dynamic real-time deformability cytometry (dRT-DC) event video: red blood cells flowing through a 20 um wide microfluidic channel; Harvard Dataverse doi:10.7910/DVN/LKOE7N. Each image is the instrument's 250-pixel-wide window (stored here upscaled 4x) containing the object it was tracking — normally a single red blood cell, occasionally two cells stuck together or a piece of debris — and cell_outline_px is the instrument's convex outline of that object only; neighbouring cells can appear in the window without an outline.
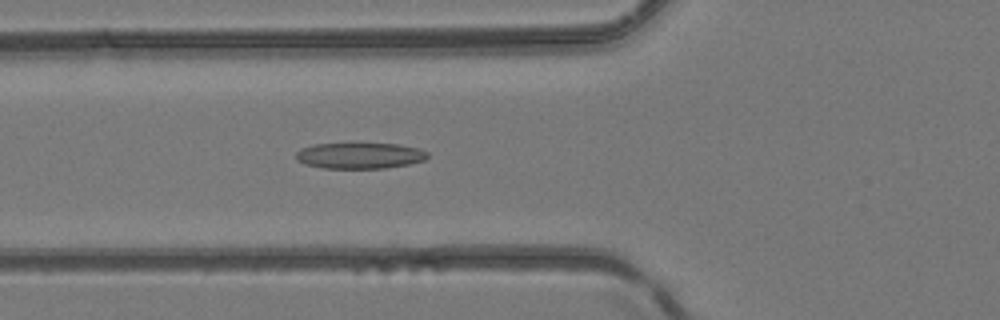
{"species": "common noctule bat (a hibernating species)", "species_latin": "Nyctalus noctula", "temperature_condition": "room temperature", "stored_images_in_passage": 37, "camera_frame_rate_fps": 3000, "um_per_image_px": 0.085, "animal": {"sex": "female", "body_mass_g": 24.6, "forearm_length_mm": 56.2}, "frame": {"image": 1, "passage_image": 7, "time_ms": 2.0, "image_size_px": [1000, 320], "cell_outline_px": [[428, 156], [424, 160], [408, 164], [384, 168], [324, 168], [304, 164], [296, 160], [296, 152], [300, 148], [312, 144], [400, 144], [420, 148], [428, 152]], "centroid_in_image_um": [30.56, 13.22], "position_along_channel_um": 95.2, "area_um2": 19.94}}
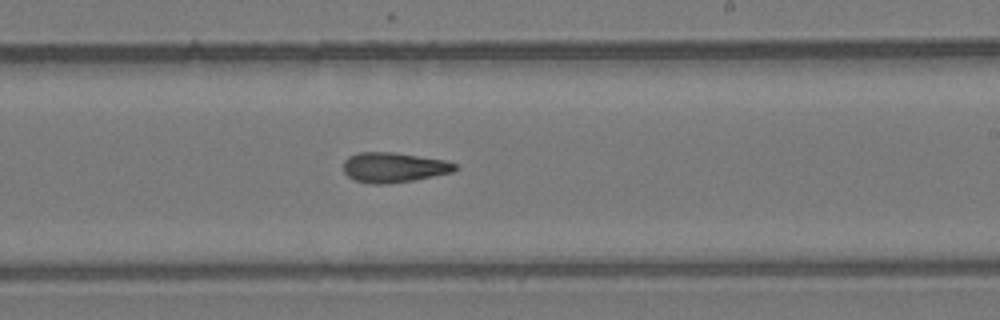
{"frame": {"image": 2, "passage_image": 18, "time_ms": 5.667, "image_size_px": [1000, 320], "cell_outline_px": [[460, 168], [452, 172], [412, 180], [388, 184], [372, 184], [356, 180], [348, 176], [344, 172], [344, 160], [348, 156], [360, 152], [392, 152], [448, 160], [456, 164]], "centroid_in_image_um": [33.49, 14.22], "position_along_channel_um": 255.5, "area_um2": 19.54}}
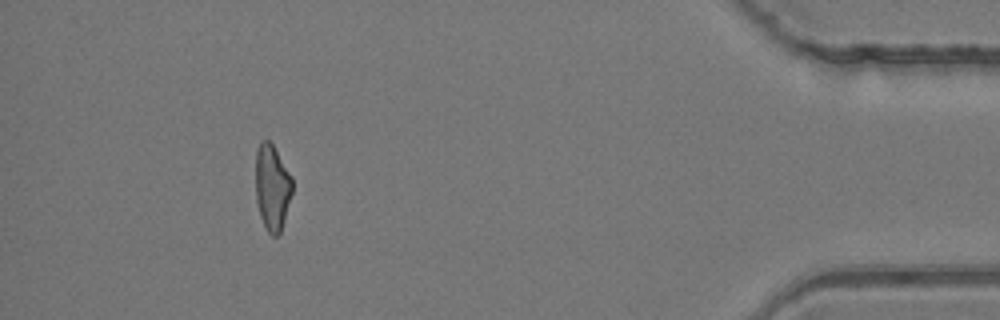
{"frame": {"image": 3, "passage_image": 33, "time_ms": 10.667, "image_size_px": [1000, 320], "cell_outline_px": [[292, 192], [284, 220], [280, 232], [276, 236], [272, 236], [268, 232], [260, 216], [256, 200], [256, 148], [260, 140], [268, 140], [272, 144], [292, 176]], "centroid_in_image_um": [23.12, 15.9], "position_along_channel_um": 412.1, "area_um2": 18.26}}